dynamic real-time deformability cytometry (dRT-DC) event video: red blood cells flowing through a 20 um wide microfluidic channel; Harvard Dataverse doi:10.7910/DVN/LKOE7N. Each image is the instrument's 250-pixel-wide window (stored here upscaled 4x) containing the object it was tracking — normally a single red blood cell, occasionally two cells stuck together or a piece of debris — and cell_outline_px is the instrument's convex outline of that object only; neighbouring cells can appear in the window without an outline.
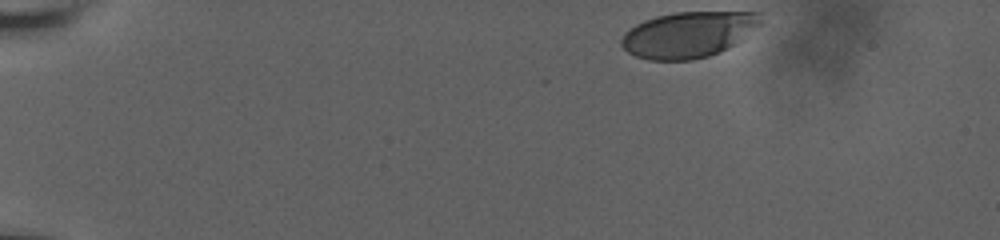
{"species": "human", "species_latin": "Homo sapiens", "temperature_condition": "room temperature", "stored_images_in_passage": 15, "camera_frame_rate_fps": 3000, "um_per_image_px": 0.085, "donor": {"sex": "male"}, "frame": {"image": 1, "passage_image": 1, "time_ms": 0.0, "image_size_px": [1000, 240], "cell_outline_px": [[760, 24], [740, 40], [728, 48], [720, 52], [708, 56], [692, 60], [648, 60], [636, 56], [628, 52], [620, 44], [620, 40], [624, 32], [636, 24], [644, 20], [656, 16], [676, 12], [760, 12]], "centroid_in_image_um": [58.47, 2.94], "position_along_channel_um": 26.5, "area_um2": 37.11}}
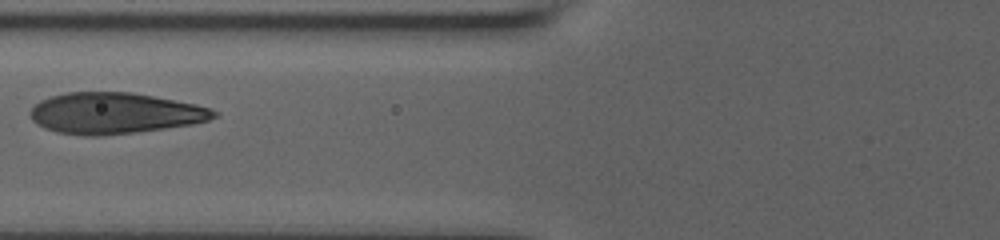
{"frame": {"image": 2, "passage_image": 13, "time_ms": 5.667, "image_size_px": [1000, 240], "cell_outline_px": [[220, 116], [208, 120], [192, 124], [136, 132], [100, 136], [88, 136], [56, 132], [44, 128], [36, 124], [32, 120], [28, 112], [40, 100], [64, 92], [132, 92], [196, 104], [220, 112]], "centroid_in_image_um": [9.74, 9.62], "position_along_channel_um": 116.1, "area_um2": 44.1}}
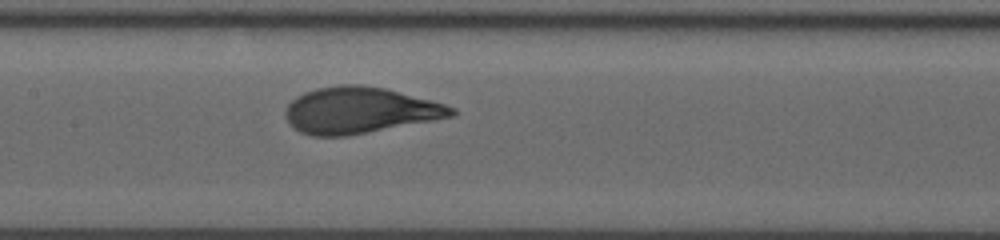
{"frame": {"image": 3, "passage_image": 15, "time_ms": 7.333, "image_size_px": [1000, 240], "cell_outline_px": [[456, 116], [344, 136], [312, 136], [300, 132], [284, 116], [284, 112], [288, 104], [296, 96], [304, 92], [316, 88], [340, 84], [360, 84], [384, 88], [444, 104], [456, 108]], "centroid_in_image_um": [30.55, 9.37], "position_along_channel_um": 176.9, "area_um2": 44.45}}